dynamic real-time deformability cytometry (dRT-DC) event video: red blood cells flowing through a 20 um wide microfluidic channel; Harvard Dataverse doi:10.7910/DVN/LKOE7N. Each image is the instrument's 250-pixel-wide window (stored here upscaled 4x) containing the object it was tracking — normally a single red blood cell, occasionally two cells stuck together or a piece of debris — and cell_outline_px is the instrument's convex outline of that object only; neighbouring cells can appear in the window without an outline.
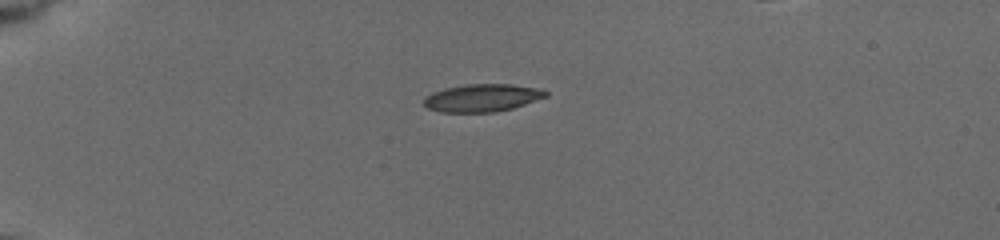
{"species": "common noctule bat (a hibernating species)", "species_latin": "Nyctalus noctula", "temperature_condition": "cold", "stored_images_in_passage": 6, "camera_frame_rate_fps": 3000, "um_per_image_px": 0.085, "animal": {"sex": "female", "body_mass_g": 19.5, "forearm_length_mm": 54.1}, "frame": {"image": 1, "passage_image": 1, "time_ms": 0.0, "image_size_px": [1000, 240], "cell_outline_px": [[548, 96], [512, 108], [496, 112], [440, 112], [428, 108], [424, 104], [424, 96], [432, 92], [444, 88], [464, 84], [512, 84], [544, 88], [548, 92]], "centroid_in_image_um": [41.0, 8.3], "position_along_channel_um": 44.0, "area_um2": 19.88}}
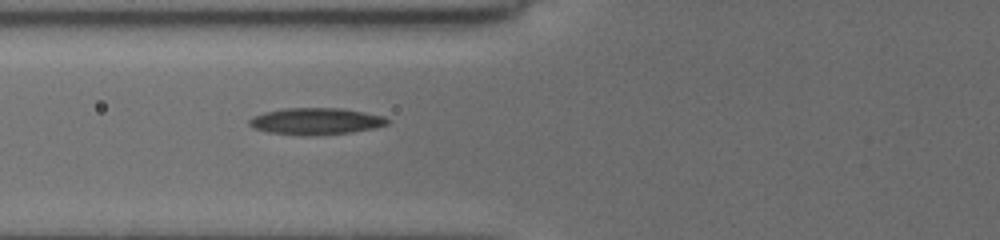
{"frame": {"image": 2, "passage_image": 4, "time_ms": 2.667, "image_size_px": [1000, 240], "cell_outline_px": [[388, 124], [372, 128], [352, 132], [312, 136], [300, 136], [268, 132], [252, 128], [248, 124], [248, 120], [256, 116], [268, 112], [284, 108], [340, 108], [384, 116], [388, 120]], "centroid_in_image_um": [26.83, 10.32], "position_along_channel_um": 99.0, "area_um2": 21.39}}
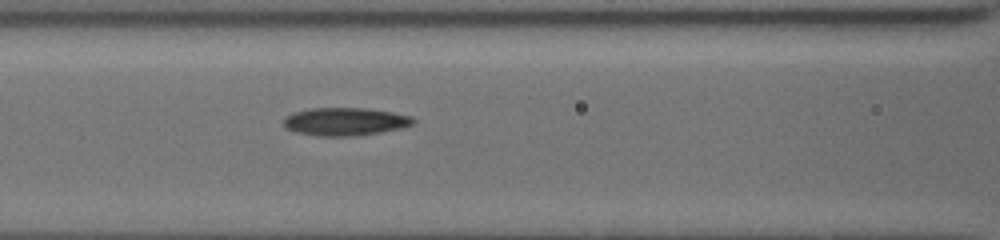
{"frame": {"image": 3, "passage_image": 6, "time_ms": 3.667, "image_size_px": [1000, 240], "cell_outline_px": [[416, 120], [412, 124], [404, 128], [360, 136], [316, 136], [292, 132], [284, 128], [284, 120], [288, 116], [296, 112], [312, 108], [364, 108], [412, 116]], "centroid_in_image_um": [29.34, 10.36], "position_along_channel_um": 137.3, "area_um2": 21.21}}